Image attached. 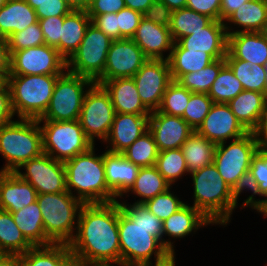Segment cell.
<instances>
[{
	"mask_svg": "<svg viewBox=\"0 0 267 266\" xmlns=\"http://www.w3.org/2000/svg\"><path fill=\"white\" fill-rule=\"evenodd\" d=\"M11 106L10 89L6 81L0 85V127L11 123L14 117Z\"/></svg>",
	"mask_w": 267,
	"mask_h": 266,
	"instance_id": "obj_56",
	"label": "cell"
},
{
	"mask_svg": "<svg viewBox=\"0 0 267 266\" xmlns=\"http://www.w3.org/2000/svg\"><path fill=\"white\" fill-rule=\"evenodd\" d=\"M38 122L43 123L40 126L43 152L53 159L65 162L94 146L78 120Z\"/></svg>",
	"mask_w": 267,
	"mask_h": 266,
	"instance_id": "obj_8",
	"label": "cell"
},
{
	"mask_svg": "<svg viewBox=\"0 0 267 266\" xmlns=\"http://www.w3.org/2000/svg\"><path fill=\"white\" fill-rule=\"evenodd\" d=\"M167 61L172 80L177 81L186 73L198 72L204 69L215 59L207 52L188 51L178 42H174Z\"/></svg>",
	"mask_w": 267,
	"mask_h": 266,
	"instance_id": "obj_32",
	"label": "cell"
},
{
	"mask_svg": "<svg viewBox=\"0 0 267 266\" xmlns=\"http://www.w3.org/2000/svg\"><path fill=\"white\" fill-rule=\"evenodd\" d=\"M95 266H114V264L112 265V264H107V265H95ZM115 266H128V265H124V264H115Z\"/></svg>",
	"mask_w": 267,
	"mask_h": 266,
	"instance_id": "obj_68",
	"label": "cell"
},
{
	"mask_svg": "<svg viewBox=\"0 0 267 266\" xmlns=\"http://www.w3.org/2000/svg\"><path fill=\"white\" fill-rule=\"evenodd\" d=\"M46 237L53 244H69L77 230L78 216L83 203L69 191L37 196Z\"/></svg>",
	"mask_w": 267,
	"mask_h": 266,
	"instance_id": "obj_7",
	"label": "cell"
},
{
	"mask_svg": "<svg viewBox=\"0 0 267 266\" xmlns=\"http://www.w3.org/2000/svg\"><path fill=\"white\" fill-rule=\"evenodd\" d=\"M91 23L104 32L112 40L120 39V29L117 22L116 13H106L102 15H89Z\"/></svg>",
	"mask_w": 267,
	"mask_h": 266,
	"instance_id": "obj_52",
	"label": "cell"
},
{
	"mask_svg": "<svg viewBox=\"0 0 267 266\" xmlns=\"http://www.w3.org/2000/svg\"><path fill=\"white\" fill-rule=\"evenodd\" d=\"M126 7L144 13L154 0H124Z\"/></svg>",
	"mask_w": 267,
	"mask_h": 266,
	"instance_id": "obj_60",
	"label": "cell"
},
{
	"mask_svg": "<svg viewBox=\"0 0 267 266\" xmlns=\"http://www.w3.org/2000/svg\"><path fill=\"white\" fill-rule=\"evenodd\" d=\"M0 266H19V255L0 254Z\"/></svg>",
	"mask_w": 267,
	"mask_h": 266,
	"instance_id": "obj_62",
	"label": "cell"
},
{
	"mask_svg": "<svg viewBox=\"0 0 267 266\" xmlns=\"http://www.w3.org/2000/svg\"><path fill=\"white\" fill-rule=\"evenodd\" d=\"M150 115L116 113L107 139V151L122 153L148 130ZM109 147V149H108Z\"/></svg>",
	"mask_w": 267,
	"mask_h": 266,
	"instance_id": "obj_21",
	"label": "cell"
},
{
	"mask_svg": "<svg viewBox=\"0 0 267 266\" xmlns=\"http://www.w3.org/2000/svg\"><path fill=\"white\" fill-rule=\"evenodd\" d=\"M90 23L91 18L85 10H72L65 15L61 26L60 54L66 61L78 49Z\"/></svg>",
	"mask_w": 267,
	"mask_h": 266,
	"instance_id": "obj_30",
	"label": "cell"
},
{
	"mask_svg": "<svg viewBox=\"0 0 267 266\" xmlns=\"http://www.w3.org/2000/svg\"><path fill=\"white\" fill-rule=\"evenodd\" d=\"M109 93L116 113L150 115L143 105L133 78H116L108 81H96Z\"/></svg>",
	"mask_w": 267,
	"mask_h": 266,
	"instance_id": "obj_22",
	"label": "cell"
},
{
	"mask_svg": "<svg viewBox=\"0 0 267 266\" xmlns=\"http://www.w3.org/2000/svg\"><path fill=\"white\" fill-rule=\"evenodd\" d=\"M122 154L134 165L139 167H150L156 164L159 150L150 130L148 129L128 148H126Z\"/></svg>",
	"mask_w": 267,
	"mask_h": 266,
	"instance_id": "obj_39",
	"label": "cell"
},
{
	"mask_svg": "<svg viewBox=\"0 0 267 266\" xmlns=\"http://www.w3.org/2000/svg\"><path fill=\"white\" fill-rule=\"evenodd\" d=\"M246 189V191L250 190L253 194L249 195L247 199L242 202L241 205L243 208L246 206L256 210L257 212H260L267 204V199H257L255 200L254 195H259L261 197H264L262 193L260 192L259 186L257 184V181L253 177V175L250 173V171L245 172L242 174L239 179L236 181V183L231 188V195L235 202V204L238 206V198L240 194Z\"/></svg>",
	"mask_w": 267,
	"mask_h": 266,
	"instance_id": "obj_44",
	"label": "cell"
},
{
	"mask_svg": "<svg viewBox=\"0 0 267 266\" xmlns=\"http://www.w3.org/2000/svg\"><path fill=\"white\" fill-rule=\"evenodd\" d=\"M172 185L159 173L157 167H140L134 184L124 194L126 197L130 191L140 200L136 203H145L147 200L154 198L156 195L166 192Z\"/></svg>",
	"mask_w": 267,
	"mask_h": 266,
	"instance_id": "obj_36",
	"label": "cell"
},
{
	"mask_svg": "<svg viewBox=\"0 0 267 266\" xmlns=\"http://www.w3.org/2000/svg\"><path fill=\"white\" fill-rule=\"evenodd\" d=\"M263 34L266 36V38H267V24H266V26H265V29L263 30Z\"/></svg>",
	"mask_w": 267,
	"mask_h": 266,
	"instance_id": "obj_70",
	"label": "cell"
},
{
	"mask_svg": "<svg viewBox=\"0 0 267 266\" xmlns=\"http://www.w3.org/2000/svg\"><path fill=\"white\" fill-rule=\"evenodd\" d=\"M104 168L108 188L117 198L123 195L134 184L139 166L127 160L122 153L105 150Z\"/></svg>",
	"mask_w": 267,
	"mask_h": 266,
	"instance_id": "obj_23",
	"label": "cell"
},
{
	"mask_svg": "<svg viewBox=\"0 0 267 266\" xmlns=\"http://www.w3.org/2000/svg\"><path fill=\"white\" fill-rule=\"evenodd\" d=\"M172 12L173 11L161 0H154L143 13V17L153 23L169 27Z\"/></svg>",
	"mask_w": 267,
	"mask_h": 266,
	"instance_id": "obj_51",
	"label": "cell"
},
{
	"mask_svg": "<svg viewBox=\"0 0 267 266\" xmlns=\"http://www.w3.org/2000/svg\"><path fill=\"white\" fill-rule=\"evenodd\" d=\"M188 51L207 52L215 60L225 58L228 52V34L222 21L212 20L201 30L177 41Z\"/></svg>",
	"mask_w": 267,
	"mask_h": 266,
	"instance_id": "obj_19",
	"label": "cell"
},
{
	"mask_svg": "<svg viewBox=\"0 0 267 266\" xmlns=\"http://www.w3.org/2000/svg\"><path fill=\"white\" fill-rule=\"evenodd\" d=\"M164 2L172 11L182 9L186 7L187 0H161Z\"/></svg>",
	"mask_w": 267,
	"mask_h": 266,
	"instance_id": "obj_64",
	"label": "cell"
},
{
	"mask_svg": "<svg viewBox=\"0 0 267 266\" xmlns=\"http://www.w3.org/2000/svg\"><path fill=\"white\" fill-rule=\"evenodd\" d=\"M259 213L262 214L263 217L264 216L267 217V204H266V206Z\"/></svg>",
	"mask_w": 267,
	"mask_h": 266,
	"instance_id": "obj_67",
	"label": "cell"
},
{
	"mask_svg": "<svg viewBox=\"0 0 267 266\" xmlns=\"http://www.w3.org/2000/svg\"><path fill=\"white\" fill-rule=\"evenodd\" d=\"M40 125L38 120L17 119L0 127V154L6 160L2 171L15 172L44 153Z\"/></svg>",
	"mask_w": 267,
	"mask_h": 266,
	"instance_id": "obj_5",
	"label": "cell"
},
{
	"mask_svg": "<svg viewBox=\"0 0 267 266\" xmlns=\"http://www.w3.org/2000/svg\"><path fill=\"white\" fill-rule=\"evenodd\" d=\"M93 83L89 78L65 71L58 77L49 106L38 121L78 120L86 90Z\"/></svg>",
	"mask_w": 267,
	"mask_h": 266,
	"instance_id": "obj_9",
	"label": "cell"
},
{
	"mask_svg": "<svg viewBox=\"0 0 267 266\" xmlns=\"http://www.w3.org/2000/svg\"><path fill=\"white\" fill-rule=\"evenodd\" d=\"M175 255V252H169L164 258L155 261L154 265L150 262L143 266H175Z\"/></svg>",
	"mask_w": 267,
	"mask_h": 266,
	"instance_id": "obj_61",
	"label": "cell"
},
{
	"mask_svg": "<svg viewBox=\"0 0 267 266\" xmlns=\"http://www.w3.org/2000/svg\"><path fill=\"white\" fill-rule=\"evenodd\" d=\"M226 143L216 145L213 163L232 188L239 177L249 171L252 157L260 148L252 132L232 140L228 145Z\"/></svg>",
	"mask_w": 267,
	"mask_h": 266,
	"instance_id": "obj_12",
	"label": "cell"
},
{
	"mask_svg": "<svg viewBox=\"0 0 267 266\" xmlns=\"http://www.w3.org/2000/svg\"><path fill=\"white\" fill-rule=\"evenodd\" d=\"M228 23L237 25L241 29L231 31L232 26L230 27ZM224 24L228 35L237 32H263L267 24V1L249 0L243 3L224 21Z\"/></svg>",
	"mask_w": 267,
	"mask_h": 266,
	"instance_id": "obj_26",
	"label": "cell"
},
{
	"mask_svg": "<svg viewBox=\"0 0 267 266\" xmlns=\"http://www.w3.org/2000/svg\"><path fill=\"white\" fill-rule=\"evenodd\" d=\"M115 109L109 93L97 83L86 90L79 123L87 138L95 145V138L107 139L115 117Z\"/></svg>",
	"mask_w": 267,
	"mask_h": 266,
	"instance_id": "obj_11",
	"label": "cell"
},
{
	"mask_svg": "<svg viewBox=\"0 0 267 266\" xmlns=\"http://www.w3.org/2000/svg\"><path fill=\"white\" fill-rule=\"evenodd\" d=\"M126 7L124 0H91L88 7V15H102L106 13H117Z\"/></svg>",
	"mask_w": 267,
	"mask_h": 266,
	"instance_id": "obj_55",
	"label": "cell"
},
{
	"mask_svg": "<svg viewBox=\"0 0 267 266\" xmlns=\"http://www.w3.org/2000/svg\"><path fill=\"white\" fill-rule=\"evenodd\" d=\"M131 39L151 60H168L174 44L168 26L153 23L144 17ZM165 51H169V54L164 58Z\"/></svg>",
	"mask_w": 267,
	"mask_h": 266,
	"instance_id": "obj_20",
	"label": "cell"
},
{
	"mask_svg": "<svg viewBox=\"0 0 267 266\" xmlns=\"http://www.w3.org/2000/svg\"><path fill=\"white\" fill-rule=\"evenodd\" d=\"M72 10H87L91 0H65Z\"/></svg>",
	"mask_w": 267,
	"mask_h": 266,
	"instance_id": "obj_63",
	"label": "cell"
},
{
	"mask_svg": "<svg viewBox=\"0 0 267 266\" xmlns=\"http://www.w3.org/2000/svg\"><path fill=\"white\" fill-rule=\"evenodd\" d=\"M7 0H0V9L6 4Z\"/></svg>",
	"mask_w": 267,
	"mask_h": 266,
	"instance_id": "obj_69",
	"label": "cell"
},
{
	"mask_svg": "<svg viewBox=\"0 0 267 266\" xmlns=\"http://www.w3.org/2000/svg\"><path fill=\"white\" fill-rule=\"evenodd\" d=\"M215 149L216 144L194 130L181 146L189 174L213 164Z\"/></svg>",
	"mask_w": 267,
	"mask_h": 266,
	"instance_id": "obj_35",
	"label": "cell"
},
{
	"mask_svg": "<svg viewBox=\"0 0 267 266\" xmlns=\"http://www.w3.org/2000/svg\"><path fill=\"white\" fill-rule=\"evenodd\" d=\"M132 78L143 105L150 112L158 110L168 85L173 81L168 61L149 59Z\"/></svg>",
	"mask_w": 267,
	"mask_h": 266,
	"instance_id": "obj_15",
	"label": "cell"
},
{
	"mask_svg": "<svg viewBox=\"0 0 267 266\" xmlns=\"http://www.w3.org/2000/svg\"><path fill=\"white\" fill-rule=\"evenodd\" d=\"M113 40L92 23L74 54L67 60V71L91 79L103 75L107 54Z\"/></svg>",
	"mask_w": 267,
	"mask_h": 266,
	"instance_id": "obj_10",
	"label": "cell"
},
{
	"mask_svg": "<svg viewBox=\"0 0 267 266\" xmlns=\"http://www.w3.org/2000/svg\"><path fill=\"white\" fill-rule=\"evenodd\" d=\"M155 166L171 185H174L182 176L189 174L181 148L159 152Z\"/></svg>",
	"mask_w": 267,
	"mask_h": 266,
	"instance_id": "obj_42",
	"label": "cell"
},
{
	"mask_svg": "<svg viewBox=\"0 0 267 266\" xmlns=\"http://www.w3.org/2000/svg\"><path fill=\"white\" fill-rule=\"evenodd\" d=\"M228 51L252 65L267 64V38L263 32H237L228 35Z\"/></svg>",
	"mask_w": 267,
	"mask_h": 266,
	"instance_id": "obj_25",
	"label": "cell"
},
{
	"mask_svg": "<svg viewBox=\"0 0 267 266\" xmlns=\"http://www.w3.org/2000/svg\"><path fill=\"white\" fill-rule=\"evenodd\" d=\"M192 92L182 87L177 81H172L162 98L159 112L182 117L189 103Z\"/></svg>",
	"mask_w": 267,
	"mask_h": 266,
	"instance_id": "obj_43",
	"label": "cell"
},
{
	"mask_svg": "<svg viewBox=\"0 0 267 266\" xmlns=\"http://www.w3.org/2000/svg\"><path fill=\"white\" fill-rule=\"evenodd\" d=\"M116 14L120 29V39H131L143 18V14L128 7H124Z\"/></svg>",
	"mask_w": 267,
	"mask_h": 266,
	"instance_id": "obj_49",
	"label": "cell"
},
{
	"mask_svg": "<svg viewBox=\"0 0 267 266\" xmlns=\"http://www.w3.org/2000/svg\"><path fill=\"white\" fill-rule=\"evenodd\" d=\"M226 64L225 58L217 59L198 72L182 75L177 82L192 93L208 94L220 69Z\"/></svg>",
	"mask_w": 267,
	"mask_h": 266,
	"instance_id": "obj_40",
	"label": "cell"
},
{
	"mask_svg": "<svg viewBox=\"0 0 267 266\" xmlns=\"http://www.w3.org/2000/svg\"><path fill=\"white\" fill-rule=\"evenodd\" d=\"M66 70V59L46 44L11 54L9 75H62Z\"/></svg>",
	"mask_w": 267,
	"mask_h": 266,
	"instance_id": "obj_13",
	"label": "cell"
},
{
	"mask_svg": "<svg viewBox=\"0 0 267 266\" xmlns=\"http://www.w3.org/2000/svg\"><path fill=\"white\" fill-rule=\"evenodd\" d=\"M214 144L237 139L248 131L237 120L227 103H213L203 123L196 130Z\"/></svg>",
	"mask_w": 267,
	"mask_h": 266,
	"instance_id": "obj_17",
	"label": "cell"
},
{
	"mask_svg": "<svg viewBox=\"0 0 267 266\" xmlns=\"http://www.w3.org/2000/svg\"><path fill=\"white\" fill-rule=\"evenodd\" d=\"M77 230L68 244L72 259L89 265L121 264L118 200L83 204Z\"/></svg>",
	"mask_w": 267,
	"mask_h": 266,
	"instance_id": "obj_1",
	"label": "cell"
},
{
	"mask_svg": "<svg viewBox=\"0 0 267 266\" xmlns=\"http://www.w3.org/2000/svg\"><path fill=\"white\" fill-rule=\"evenodd\" d=\"M65 16H51L45 19H38L41 26L45 44L55 47L60 53L61 26Z\"/></svg>",
	"mask_w": 267,
	"mask_h": 266,
	"instance_id": "obj_48",
	"label": "cell"
},
{
	"mask_svg": "<svg viewBox=\"0 0 267 266\" xmlns=\"http://www.w3.org/2000/svg\"><path fill=\"white\" fill-rule=\"evenodd\" d=\"M214 225L200 210L185 204L163 221V237L179 239L196 232L201 227Z\"/></svg>",
	"mask_w": 267,
	"mask_h": 266,
	"instance_id": "obj_27",
	"label": "cell"
},
{
	"mask_svg": "<svg viewBox=\"0 0 267 266\" xmlns=\"http://www.w3.org/2000/svg\"><path fill=\"white\" fill-rule=\"evenodd\" d=\"M249 171L257 181L260 192L267 199V149H259L256 152Z\"/></svg>",
	"mask_w": 267,
	"mask_h": 266,
	"instance_id": "obj_50",
	"label": "cell"
},
{
	"mask_svg": "<svg viewBox=\"0 0 267 266\" xmlns=\"http://www.w3.org/2000/svg\"><path fill=\"white\" fill-rule=\"evenodd\" d=\"M68 266H95V265L83 264L72 260Z\"/></svg>",
	"mask_w": 267,
	"mask_h": 266,
	"instance_id": "obj_66",
	"label": "cell"
},
{
	"mask_svg": "<svg viewBox=\"0 0 267 266\" xmlns=\"http://www.w3.org/2000/svg\"><path fill=\"white\" fill-rule=\"evenodd\" d=\"M148 129L159 152L181 148L194 131L182 117L161 113L158 110L151 112Z\"/></svg>",
	"mask_w": 267,
	"mask_h": 266,
	"instance_id": "obj_18",
	"label": "cell"
},
{
	"mask_svg": "<svg viewBox=\"0 0 267 266\" xmlns=\"http://www.w3.org/2000/svg\"><path fill=\"white\" fill-rule=\"evenodd\" d=\"M249 0H221L220 21L224 22L235 10Z\"/></svg>",
	"mask_w": 267,
	"mask_h": 266,
	"instance_id": "obj_59",
	"label": "cell"
},
{
	"mask_svg": "<svg viewBox=\"0 0 267 266\" xmlns=\"http://www.w3.org/2000/svg\"><path fill=\"white\" fill-rule=\"evenodd\" d=\"M118 231L121 264L143 266L175 252L174 242L163 238V221L145 203L118 201Z\"/></svg>",
	"mask_w": 267,
	"mask_h": 266,
	"instance_id": "obj_2",
	"label": "cell"
},
{
	"mask_svg": "<svg viewBox=\"0 0 267 266\" xmlns=\"http://www.w3.org/2000/svg\"><path fill=\"white\" fill-rule=\"evenodd\" d=\"M244 90L231 68L225 64L212 84L208 96L213 103H228Z\"/></svg>",
	"mask_w": 267,
	"mask_h": 266,
	"instance_id": "obj_41",
	"label": "cell"
},
{
	"mask_svg": "<svg viewBox=\"0 0 267 266\" xmlns=\"http://www.w3.org/2000/svg\"><path fill=\"white\" fill-rule=\"evenodd\" d=\"M260 149H267V103L261 113L258 125L252 131Z\"/></svg>",
	"mask_w": 267,
	"mask_h": 266,
	"instance_id": "obj_57",
	"label": "cell"
},
{
	"mask_svg": "<svg viewBox=\"0 0 267 266\" xmlns=\"http://www.w3.org/2000/svg\"><path fill=\"white\" fill-rule=\"evenodd\" d=\"M148 60L132 39L113 40L107 54L104 73L97 81L132 78Z\"/></svg>",
	"mask_w": 267,
	"mask_h": 266,
	"instance_id": "obj_16",
	"label": "cell"
},
{
	"mask_svg": "<svg viewBox=\"0 0 267 266\" xmlns=\"http://www.w3.org/2000/svg\"><path fill=\"white\" fill-rule=\"evenodd\" d=\"M11 214L23 236L33 247L53 244L46 237L43 218L37 201Z\"/></svg>",
	"mask_w": 267,
	"mask_h": 266,
	"instance_id": "obj_31",
	"label": "cell"
},
{
	"mask_svg": "<svg viewBox=\"0 0 267 266\" xmlns=\"http://www.w3.org/2000/svg\"><path fill=\"white\" fill-rule=\"evenodd\" d=\"M37 22L35 9L25 0H7L0 9V37L7 39Z\"/></svg>",
	"mask_w": 267,
	"mask_h": 266,
	"instance_id": "obj_29",
	"label": "cell"
},
{
	"mask_svg": "<svg viewBox=\"0 0 267 266\" xmlns=\"http://www.w3.org/2000/svg\"><path fill=\"white\" fill-rule=\"evenodd\" d=\"M4 82V80L0 77V85Z\"/></svg>",
	"mask_w": 267,
	"mask_h": 266,
	"instance_id": "obj_72",
	"label": "cell"
},
{
	"mask_svg": "<svg viewBox=\"0 0 267 266\" xmlns=\"http://www.w3.org/2000/svg\"><path fill=\"white\" fill-rule=\"evenodd\" d=\"M68 244L35 246L19 255V266H68L72 261Z\"/></svg>",
	"mask_w": 267,
	"mask_h": 266,
	"instance_id": "obj_33",
	"label": "cell"
},
{
	"mask_svg": "<svg viewBox=\"0 0 267 266\" xmlns=\"http://www.w3.org/2000/svg\"><path fill=\"white\" fill-rule=\"evenodd\" d=\"M170 189L171 188L145 202L149 211L157 216L161 221L169 218L173 213L186 204L174 195V192L172 193Z\"/></svg>",
	"mask_w": 267,
	"mask_h": 266,
	"instance_id": "obj_47",
	"label": "cell"
},
{
	"mask_svg": "<svg viewBox=\"0 0 267 266\" xmlns=\"http://www.w3.org/2000/svg\"><path fill=\"white\" fill-rule=\"evenodd\" d=\"M10 59L7 39L0 37V77L4 81L10 74Z\"/></svg>",
	"mask_w": 267,
	"mask_h": 266,
	"instance_id": "obj_58",
	"label": "cell"
},
{
	"mask_svg": "<svg viewBox=\"0 0 267 266\" xmlns=\"http://www.w3.org/2000/svg\"><path fill=\"white\" fill-rule=\"evenodd\" d=\"M72 11L65 0H45L35 8L38 19H45L51 16H65Z\"/></svg>",
	"mask_w": 267,
	"mask_h": 266,
	"instance_id": "obj_53",
	"label": "cell"
},
{
	"mask_svg": "<svg viewBox=\"0 0 267 266\" xmlns=\"http://www.w3.org/2000/svg\"><path fill=\"white\" fill-rule=\"evenodd\" d=\"M266 103L267 96L264 93L243 90L227 104L241 125L252 132L258 125Z\"/></svg>",
	"mask_w": 267,
	"mask_h": 266,
	"instance_id": "obj_28",
	"label": "cell"
},
{
	"mask_svg": "<svg viewBox=\"0 0 267 266\" xmlns=\"http://www.w3.org/2000/svg\"><path fill=\"white\" fill-rule=\"evenodd\" d=\"M21 168L25 172H21ZM15 173L29 182L39 194L66 192V169L64 162L43 153L39 157L24 162Z\"/></svg>",
	"mask_w": 267,
	"mask_h": 266,
	"instance_id": "obj_14",
	"label": "cell"
},
{
	"mask_svg": "<svg viewBox=\"0 0 267 266\" xmlns=\"http://www.w3.org/2000/svg\"><path fill=\"white\" fill-rule=\"evenodd\" d=\"M221 0H187L186 8L220 21Z\"/></svg>",
	"mask_w": 267,
	"mask_h": 266,
	"instance_id": "obj_54",
	"label": "cell"
},
{
	"mask_svg": "<svg viewBox=\"0 0 267 266\" xmlns=\"http://www.w3.org/2000/svg\"><path fill=\"white\" fill-rule=\"evenodd\" d=\"M60 75H9L11 106L19 119H40L47 110Z\"/></svg>",
	"mask_w": 267,
	"mask_h": 266,
	"instance_id": "obj_6",
	"label": "cell"
},
{
	"mask_svg": "<svg viewBox=\"0 0 267 266\" xmlns=\"http://www.w3.org/2000/svg\"><path fill=\"white\" fill-rule=\"evenodd\" d=\"M225 61L242 84L244 90L261 92L267 96V73L265 66L252 65L247 61L236 59L229 51L225 56Z\"/></svg>",
	"mask_w": 267,
	"mask_h": 266,
	"instance_id": "obj_34",
	"label": "cell"
},
{
	"mask_svg": "<svg viewBox=\"0 0 267 266\" xmlns=\"http://www.w3.org/2000/svg\"><path fill=\"white\" fill-rule=\"evenodd\" d=\"M193 181V207L200 210L215 225H227L233 210L237 208L231 187L210 164L190 173Z\"/></svg>",
	"mask_w": 267,
	"mask_h": 266,
	"instance_id": "obj_4",
	"label": "cell"
},
{
	"mask_svg": "<svg viewBox=\"0 0 267 266\" xmlns=\"http://www.w3.org/2000/svg\"><path fill=\"white\" fill-rule=\"evenodd\" d=\"M33 9L38 7L41 3H43L45 0H25Z\"/></svg>",
	"mask_w": 267,
	"mask_h": 266,
	"instance_id": "obj_65",
	"label": "cell"
},
{
	"mask_svg": "<svg viewBox=\"0 0 267 266\" xmlns=\"http://www.w3.org/2000/svg\"><path fill=\"white\" fill-rule=\"evenodd\" d=\"M33 246L23 236L10 212L0 210V253H26Z\"/></svg>",
	"mask_w": 267,
	"mask_h": 266,
	"instance_id": "obj_37",
	"label": "cell"
},
{
	"mask_svg": "<svg viewBox=\"0 0 267 266\" xmlns=\"http://www.w3.org/2000/svg\"><path fill=\"white\" fill-rule=\"evenodd\" d=\"M213 100L206 93H192L182 118L194 129L203 123Z\"/></svg>",
	"mask_w": 267,
	"mask_h": 266,
	"instance_id": "obj_46",
	"label": "cell"
},
{
	"mask_svg": "<svg viewBox=\"0 0 267 266\" xmlns=\"http://www.w3.org/2000/svg\"><path fill=\"white\" fill-rule=\"evenodd\" d=\"M5 173V171H2L1 169H0V179L2 178V175ZM0 210H1V208H0Z\"/></svg>",
	"mask_w": 267,
	"mask_h": 266,
	"instance_id": "obj_71",
	"label": "cell"
},
{
	"mask_svg": "<svg viewBox=\"0 0 267 266\" xmlns=\"http://www.w3.org/2000/svg\"><path fill=\"white\" fill-rule=\"evenodd\" d=\"M64 166L67 190L83 204L117 201V197L107 186L104 153L97 156L95 145L87 152L65 161Z\"/></svg>",
	"mask_w": 267,
	"mask_h": 266,
	"instance_id": "obj_3",
	"label": "cell"
},
{
	"mask_svg": "<svg viewBox=\"0 0 267 266\" xmlns=\"http://www.w3.org/2000/svg\"><path fill=\"white\" fill-rule=\"evenodd\" d=\"M212 19L189 8L177 9L172 12L169 26L174 42L180 38L189 36L192 32L206 27Z\"/></svg>",
	"mask_w": 267,
	"mask_h": 266,
	"instance_id": "obj_38",
	"label": "cell"
},
{
	"mask_svg": "<svg viewBox=\"0 0 267 266\" xmlns=\"http://www.w3.org/2000/svg\"><path fill=\"white\" fill-rule=\"evenodd\" d=\"M34 187L15 172H5L0 179V208L13 213L37 201Z\"/></svg>",
	"mask_w": 267,
	"mask_h": 266,
	"instance_id": "obj_24",
	"label": "cell"
},
{
	"mask_svg": "<svg viewBox=\"0 0 267 266\" xmlns=\"http://www.w3.org/2000/svg\"><path fill=\"white\" fill-rule=\"evenodd\" d=\"M7 42L10 55L15 51H21L45 44L39 22L31 24L20 32L11 34L7 38Z\"/></svg>",
	"mask_w": 267,
	"mask_h": 266,
	"instance_id": "obj_45",
	"label": "cell"
}]
</instances>
